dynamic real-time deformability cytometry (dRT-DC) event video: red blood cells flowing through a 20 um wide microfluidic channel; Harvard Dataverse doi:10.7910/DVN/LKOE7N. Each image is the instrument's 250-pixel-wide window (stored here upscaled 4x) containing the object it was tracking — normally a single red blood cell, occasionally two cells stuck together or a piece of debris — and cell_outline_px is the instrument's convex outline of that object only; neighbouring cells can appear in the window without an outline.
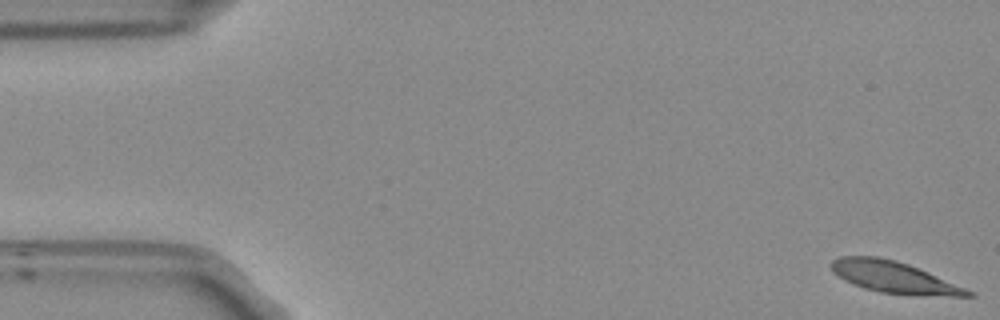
{"species": "Egyptian fruit bat (a non-hibernating species)", "species_latin": "Rousettus aegyptiacus", "temperature_condition": "room temperature", "stored_images_in_passage": 55, "segment_of_instrument_passage": [1, 2], "camera_frame_rate_fps": 3000, "um_per_image_px": 0.085, "frame": {"image": 1, "passage_image": 1, "time_ms": 0.0, "image_size_px": [1000, 320], "cell_outline_px": [[976, 296], [952, 296], [880, 292], [864, 288], [844, 280], [832, 272], [828, 264], [832, 260], [840, 256], [880, 256], [896, 260], [908, 264], [976, 292]], "centroid_in_image_um": [75.94, 23.54], "position_along_channel_um": 9.1, "area_um2": 24.91}}
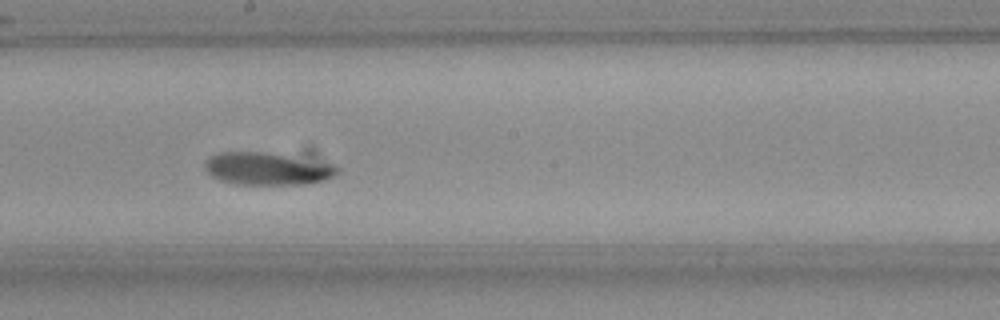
{"frame": {"image": 2, "passage_image": 29, "time_ms": 9.333, "image_size_px": [1000, 320], "cell_outline_px": [[340, 172], [336, 176], [328, 180], [308, 184], [236, 184], [220, 180], [212, 176], [204, 168], [204, 164], [208, 156], [216, 152], [260, 152], [336, 164], [340, 168]], "centroid_in_image_um": [22.75, 14.35], "position_along_channel_um": 225.5, "area_um2": 25.2}}
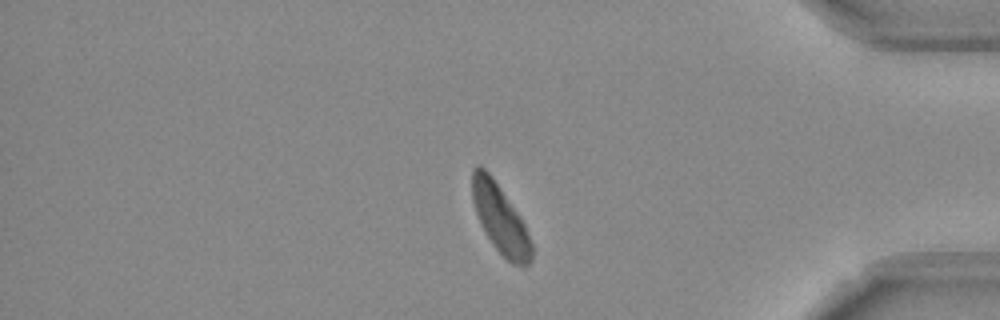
{"frame": {"image": 3, "passage_image": 45, "time_ms": 14.667, "image_size_px": [1000, 320], "cell_outline_px": [[532, 260], [524, 268], [512, 264], [492, 244], [484, 232], [476, 212], [472, 200], [472, 168], [476, 164], [480, 164], [488, 172], [520, 216], [524, 224], [532, 244]], "centroid_in_image_um": [42.51, 18.62], "position_along_channel_um": 392.7, "area_um2": 23.58}}